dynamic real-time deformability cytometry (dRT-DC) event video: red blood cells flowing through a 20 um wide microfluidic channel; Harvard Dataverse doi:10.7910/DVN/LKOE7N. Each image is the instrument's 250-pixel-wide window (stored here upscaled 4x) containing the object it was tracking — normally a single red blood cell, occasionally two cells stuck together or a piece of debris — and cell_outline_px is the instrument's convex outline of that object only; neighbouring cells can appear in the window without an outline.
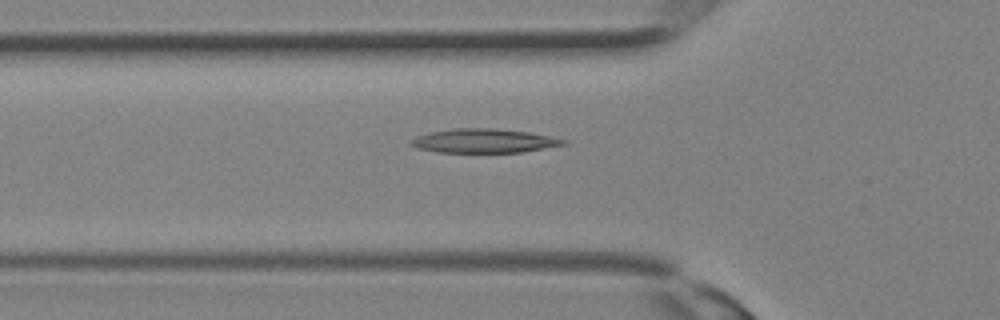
{"species": "Egyptian fruit bat (a non-hibernating species)", "species_latin": "Rousettus aegyptiacus", "temperature_condition": "room temperature", "stored_images_in_passage": 15, "camera_frame_rate_fps": 3000, "um_per_image_px": 0.085, "animal": {"sex": "female"}, "frame": {"image": 1, "passage_image": 3, "time_ms": 0.667, "image_size_px": [1000, 320], "cell_outline_px": [[568, 144], [520, 152], [436, 152], [420, 148], [408, 144], [408, 140], [416, 136], [432, 132], [456, 128], [492, 128], [528, 132], [568, 140]], "centroid_in_image_um": [41.12, 11.97], "position_along_channel_um": 84.7, "area_um2": 21.15}}
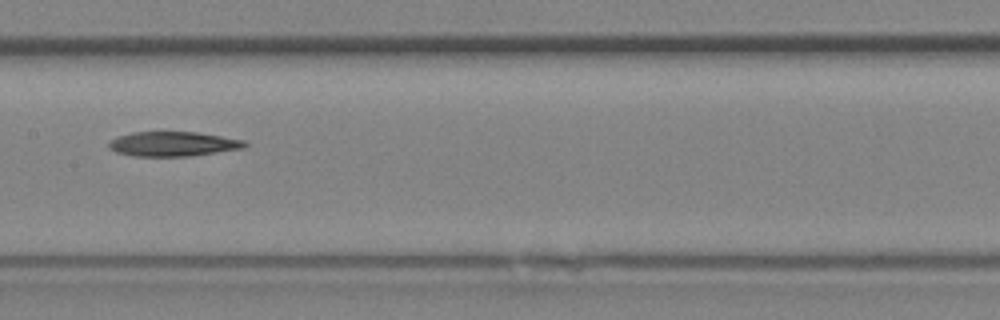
{"frame": {"image": 2, "passage_image": 8, "time_ms": 2.333, "image_size_px": [1000, 320], "cell_outline_px": [[248, 144], [244, 148], [192, 156], [132, 156], [116, 152], [108, 148], [108, 144], [116, 136], [132, 132], [196, 132], [244, 140]], "centroid_in_image_um": [14.69, 12.24], "position_along_channel_um": 192.7, "area_um2": 19.54}}
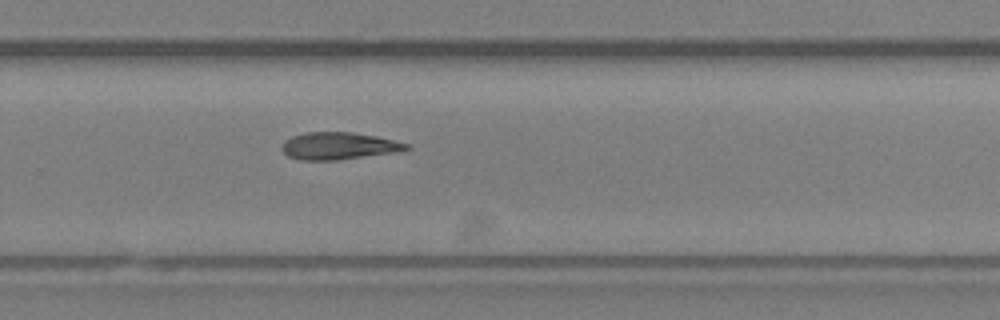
{"frame": {"image": 3, "passage_image": 13, "time_ms": 4.0, "image_size_px": [1000, 320], "cell_outline_px": [[412, 148], [392, 152], [336, 160], [300, 160], [288, 156], [280, 148], [284, 140], [292, 136], [304, 132], [352, 132], [376, 136], [412, 144]], "centroid_in_image_um": [28.76, 12.39], "position_along_channel_um": 301.0, "area_um2": 19.71}}